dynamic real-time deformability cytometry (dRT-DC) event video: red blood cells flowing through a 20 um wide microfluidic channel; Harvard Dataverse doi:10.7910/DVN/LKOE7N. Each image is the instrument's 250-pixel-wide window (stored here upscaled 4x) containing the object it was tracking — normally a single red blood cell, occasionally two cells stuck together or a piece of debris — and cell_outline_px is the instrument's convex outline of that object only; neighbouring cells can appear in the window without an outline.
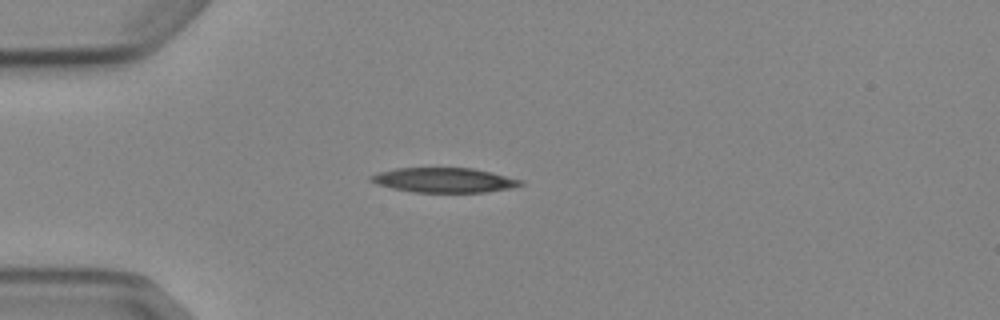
{"species": "Egyptian fruit bat (a non-hibernating species)", "species_latin": "Rousettus aegyptiacus", "temperature_condition": "cold", "stored_images_in_passage": 2, "camera_frame_rate_fps": 3000, "um_per_image_px": 0.085, "animal": {"sex": "female"}, "frame": {"image": 1, "passage_image": 2, "time_ms": 1.0, "image_size_px": [1000, 320], "cell_outline_px": [[524, 184], [512, 188], [484, 192], [412, 192], [392, 188], [376, 184], [368, 180], [368, 176], [380, 172], [396, 168], [472, 168], [524, 180]], "centroid_in_image_um": [37.73, 15.31], "position_along_channel_um": 47.3, "area_um2": 21.56}}